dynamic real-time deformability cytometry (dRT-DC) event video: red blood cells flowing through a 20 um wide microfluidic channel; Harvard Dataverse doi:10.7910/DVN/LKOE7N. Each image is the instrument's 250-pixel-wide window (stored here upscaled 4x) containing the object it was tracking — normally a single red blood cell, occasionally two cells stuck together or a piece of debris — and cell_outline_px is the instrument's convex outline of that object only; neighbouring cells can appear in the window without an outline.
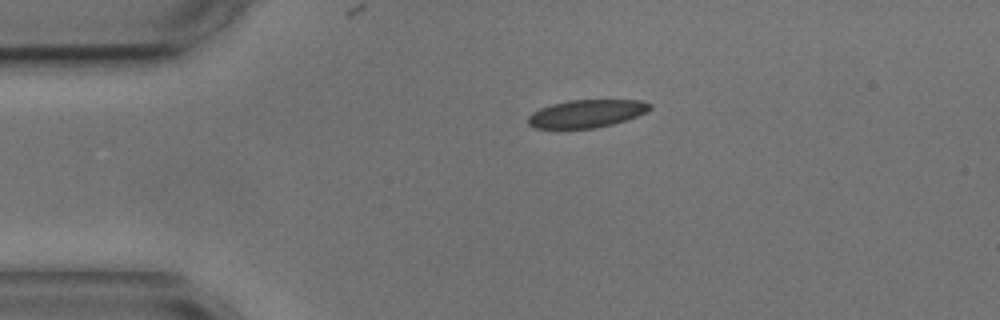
{"species": "common noctule bat (a hibernating species)", "species_latin": "Nyctalus noctula", "temperature_condition": "cold", "stored_images_in_passage": 2, "camera_frame_rate_fps": 3000, "um_per_image_px": 0.085, "animal": {"sex": "male", "body_mass_g": 17.9, "forearm_length_mm": 54.2}, "frame": {"image": 1, "passage_image": 1, "time_ms": 0.0, "image_size_px": [1000, 320], "cell_outline_px": [[652, 108], [636, 116], [612, 124], [596, 128], [536, 128], [528, 124], [528, 116], [532, 112], [540, 108], [552, 104], [568, 100], [640, 100], [652, 104]], "centroid_in_image_um": [49.84, 9.65], "position_along_channel_um": 35.2, "area_um2": 19.59}}